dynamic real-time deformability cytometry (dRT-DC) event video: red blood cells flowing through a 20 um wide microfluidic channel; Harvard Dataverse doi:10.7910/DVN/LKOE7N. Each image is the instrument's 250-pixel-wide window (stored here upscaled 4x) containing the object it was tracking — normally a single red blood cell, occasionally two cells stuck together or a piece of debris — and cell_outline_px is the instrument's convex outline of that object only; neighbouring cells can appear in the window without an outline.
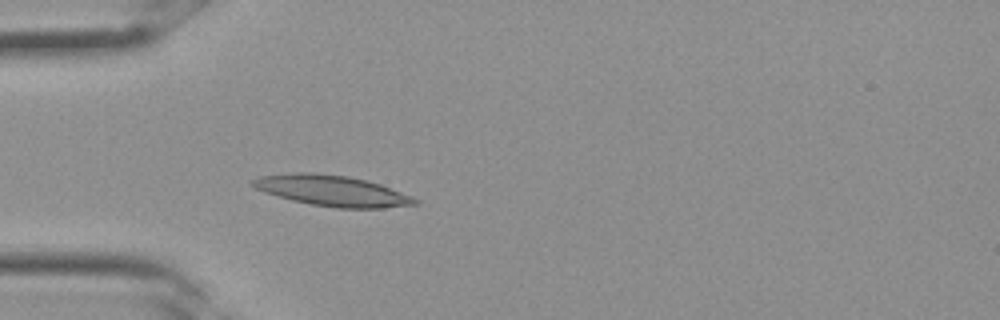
{"species": "Egyptian fruit bat (a non-hibernating species)", "species_latin": "Rousettus aegyptiacus", "temperature_condition": "room temperature", "stored_images_in_passage": 31, "camera_frame_rate_fps": 3000, "um_per_image_px": 0.085, "frame": {"image": 1, "passage_image": 7, "time_ms": 2.0, "image_size_px": [1000, 320], "cell_outline_px": [[420, 204], [384, 208], [336, 208], [312, 204], [292, 200], [264, 192], [256, 188], [252, 184], [252, 180], [260, 176], [296, 172], [312, 172], [348, 176], [368, 180], [380, 184], [412, 196], [420, 200]], "centroid_in_image_um": [28.28, 16.21], "position_along_channel_um": 56.7, "area_um2": 29.07}}
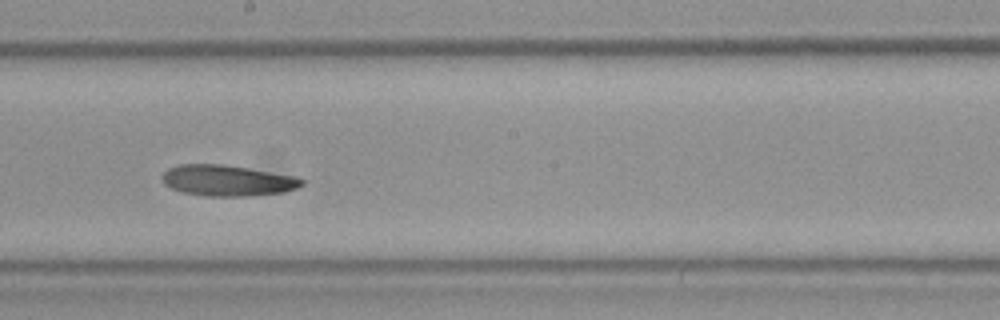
{"frame": {"image": 2, "passage_image": 16, "time_ms": 5.0, "image_size_px": [1000, 320], "cell_outline_px": [[304, 184], [296, 188], [280, 192], [248, 196], [208, 196], [184, 192], [172, 188], [164, 184], [160, 176], [168, 168], [180, 164], [224, 164], [296, 176], [304, 180]], "centroid_in_image_um": [19.31, 15.33], "position_along_channel_um": 228.9, "area_um2": 25.09}}
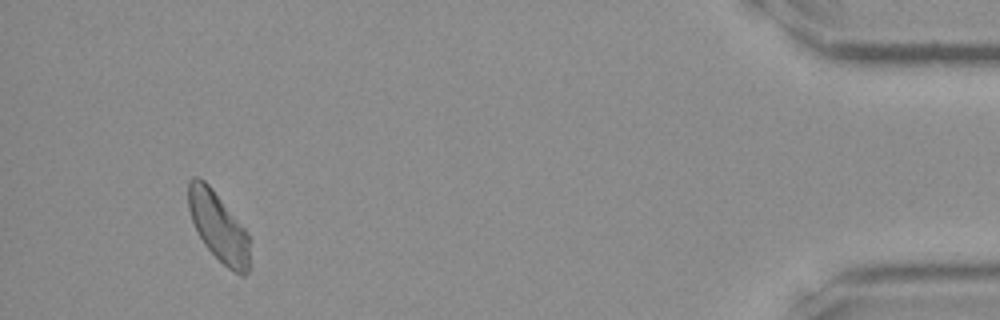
{"frame": {"image": 3, "passage_image": 29, "time_ms": 9.333, "image_size_px": [1000, 320], "cell_outline_px": [[248, 272], [244, 276], [240, 276], [232, 272], [204, 244], [196, 232], [188, 208], [188, 180], [192, 176], [200, 176], [212, 188], [244, 228], [248, 236]], "centroid_in_image_um": [18.52, 19.24], "position_along_channel_um": 416.7, "area_um2": 24.51}}